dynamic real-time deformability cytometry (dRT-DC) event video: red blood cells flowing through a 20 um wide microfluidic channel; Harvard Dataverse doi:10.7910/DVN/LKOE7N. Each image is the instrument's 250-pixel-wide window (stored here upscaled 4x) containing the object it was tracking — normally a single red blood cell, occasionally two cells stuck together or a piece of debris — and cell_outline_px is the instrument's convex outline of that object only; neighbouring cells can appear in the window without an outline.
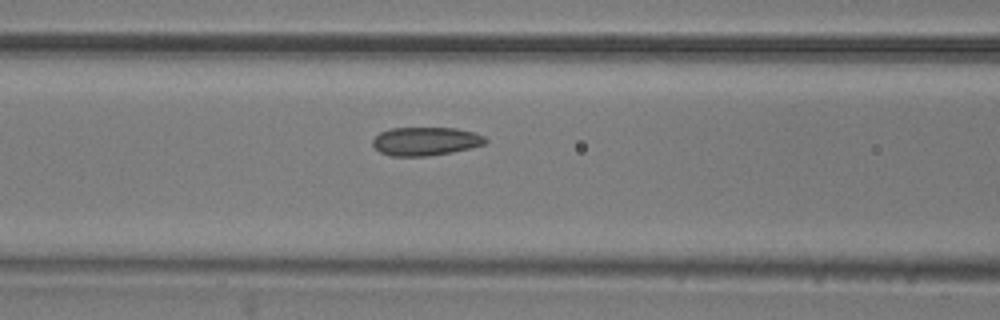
{"species": "common noctule bat (a hibernating species)", "species_latin": "Nyctalus noctula", "temperature_condition": "room temperature", "stored_images_in_passage": 20, "camera_frame_rate_fps": 3000, "um_per_image_px": 0.085, "animal": {"sex": "male", "body_mass_g": 20.5, "forearm_length_mm": 52.5}, "frame": {"image": 1, "passage_image": 15, "time_ms": 4.667, "image_size_px": [1000, 320], "cell_outline_px": [[488, 140], [484, 144], [472, 148], [452, 152], [428, 156], [392, 156], [380, 152], [372, 144], [372, 140], [380, 132], [392, 128], [456, 128], [472, 132], [484, 136]], "centroid_in_image_um": [36.18, 12.01], "position_along_channel_um": 130.4, "area_um2": 18.67}}